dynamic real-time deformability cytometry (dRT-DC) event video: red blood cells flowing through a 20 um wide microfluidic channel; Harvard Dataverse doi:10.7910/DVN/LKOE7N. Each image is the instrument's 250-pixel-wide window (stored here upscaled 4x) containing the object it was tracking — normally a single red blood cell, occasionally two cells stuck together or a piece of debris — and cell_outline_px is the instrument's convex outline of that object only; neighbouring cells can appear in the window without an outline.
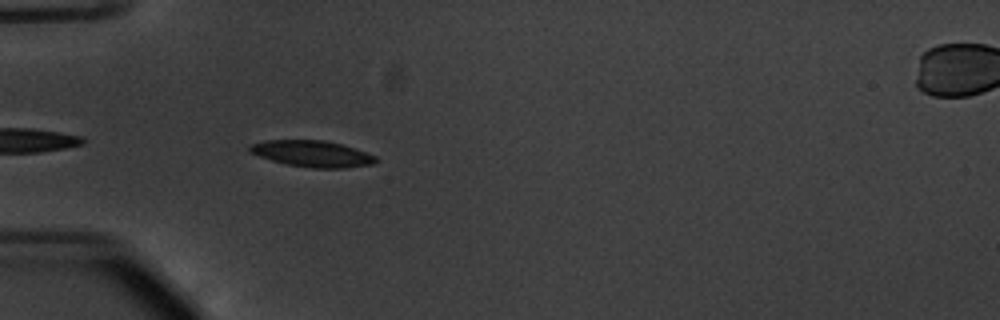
{"species": "common noctule bat (a hibernating species)", "species_latin": "Nyctalus noctula", "temperature_condition": "warm", "stored_images_in_passage": 13, "camera_frame_rate_fps": 3000, "um_per_image_px": 0.085, "animal": {"sex": "male", "body_mass_g": 20.1, "forearm_length_mm": 53.5}, "frame": {"image": 1, "passage_image": 3, "time_ms": 0.667, "image_size_px": [1000, 320], "cell_outline_px": [[376, 160], [372, 164], [348, 168], [312, 168], [288, 164], [272, 160], [248, 152], [248, 148], [252, 144], [264, 140], [324, 140], [344, 144], [356, 148], [376, 156]], "centroid_in_image_um": [26.56, 13.06], "position_along_channel_um": 58.4, "area_um2": 19.36}}